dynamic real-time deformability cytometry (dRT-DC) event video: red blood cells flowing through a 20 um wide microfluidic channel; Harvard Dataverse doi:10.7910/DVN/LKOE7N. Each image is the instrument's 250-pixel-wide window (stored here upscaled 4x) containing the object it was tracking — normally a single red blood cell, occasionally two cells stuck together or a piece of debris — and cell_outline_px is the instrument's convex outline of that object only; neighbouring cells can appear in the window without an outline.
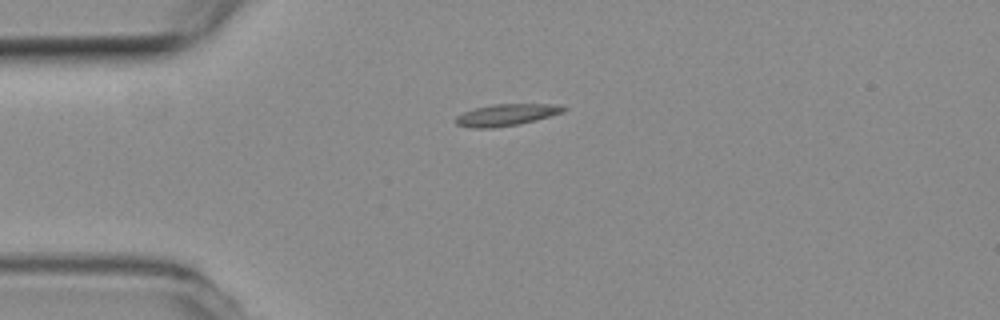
{"species": "common noctule bat (a hibernating species)", "species_latin": "Nyctalus noctula", "temperature_condition": "room temperature", "stored_images_in_passage": 7, "camera_frame_rate_fps": 3000, "um_per_image_px": 0.085, "animal": {"sex": "female", "body_mass_g": 19.3, "forearm_length_mm": 54.1}, "frame": {"image": 1, "passage_image": 1, "time_ms": 0.0, "image_size_px": [1000, 320], "cell_outline_px": [[568, 108], [564, 112], [536, 120], [516, 124], [492, 128], [472, 128], [456, 124], [456, 116], [464, 112], [476, 108], [492, 104], [556, 104]], "centroid_in_image_um": [43.06, 9.76], "position_along_channel_um": 41.9, "area_um2": 13.53}}
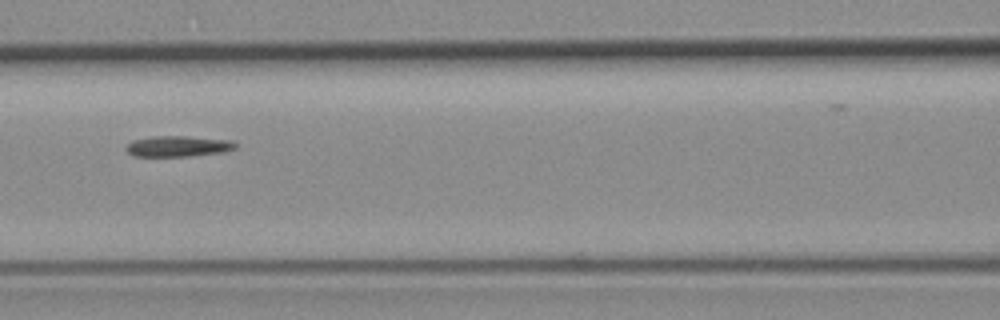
{"frame": {"image": 2, "passage_image": 4, "time_ms": 1.0, "image_size_px": [1000, 320], "cell_outline_px": [[236, 148], [224, 152], [188, 156], [132, 156], [124, 148], [132, 140], [152, 136], [184, 136], [236, 140]], "centroid_in_image_um": [15.15, 12.42], "position_along_channel_um": 151.4, "area_um2": 13.41}}
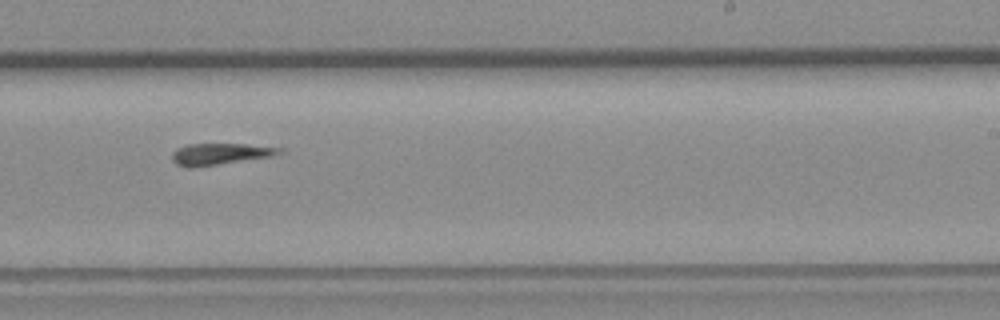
{"frame": {"image": 3, "passage_image": 7, "time_ms": 2.0, "image_size_px": [1000, 320], "cell_outline_px": [[284, 152], [272, 156], [192, 168], [184, 168], [176, 164], [172, 160], [172, 152], [176, 148], [188, 144], [244, 144], [284, 148]], "centroid_in_image_um": [18.67, 13.09], "position_along_channel_um": 270.3, "area_um2": 13.53}}